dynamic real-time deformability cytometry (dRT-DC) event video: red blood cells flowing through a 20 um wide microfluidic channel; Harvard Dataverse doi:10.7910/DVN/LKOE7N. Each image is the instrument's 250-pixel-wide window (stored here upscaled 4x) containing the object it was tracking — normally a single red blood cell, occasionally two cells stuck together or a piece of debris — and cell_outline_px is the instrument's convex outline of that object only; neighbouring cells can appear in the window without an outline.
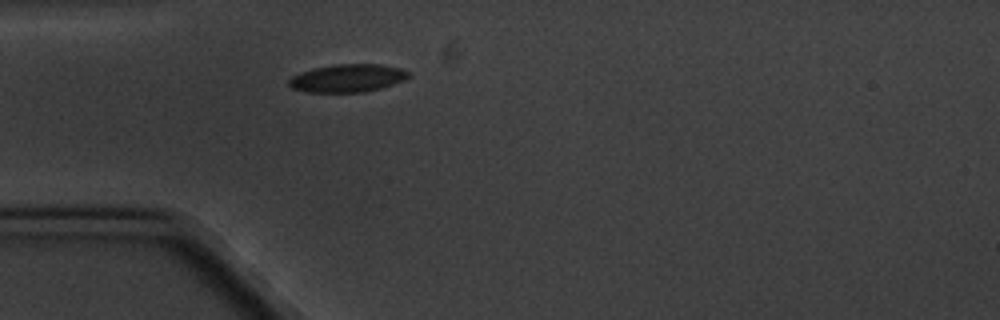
{"species": "common noctule bat (a hibernating species)", "species_latin": "Nyctalus noctula", "temperature_condition": "cold", "stored_images_in_passage": 1, "camera_frame_rate_fps": 3000, "um_per_image_px": 0.085, "animal": {"sex": "male", "body_mass_g": 20.1, "forearm_length_mm": 53.5}, "frame": {"image": 1, "passage_image": 1, "time_ms": 0.0, "image_size_px": [1000, 320], "cell_outline_px": [[408, 76], [404, 80], [380, 88], [364, 92], [308, 92], [292, 88], [288, 84], [288, 80], [292, 76], [300, 72], [312, 68], [336, 64], [380, 64], [400, 68], [408, 72]], "centroid_in_image_um": [29.5, 6.64], "position_along_channel_um": 55.5, "area_um2": 19.36}}